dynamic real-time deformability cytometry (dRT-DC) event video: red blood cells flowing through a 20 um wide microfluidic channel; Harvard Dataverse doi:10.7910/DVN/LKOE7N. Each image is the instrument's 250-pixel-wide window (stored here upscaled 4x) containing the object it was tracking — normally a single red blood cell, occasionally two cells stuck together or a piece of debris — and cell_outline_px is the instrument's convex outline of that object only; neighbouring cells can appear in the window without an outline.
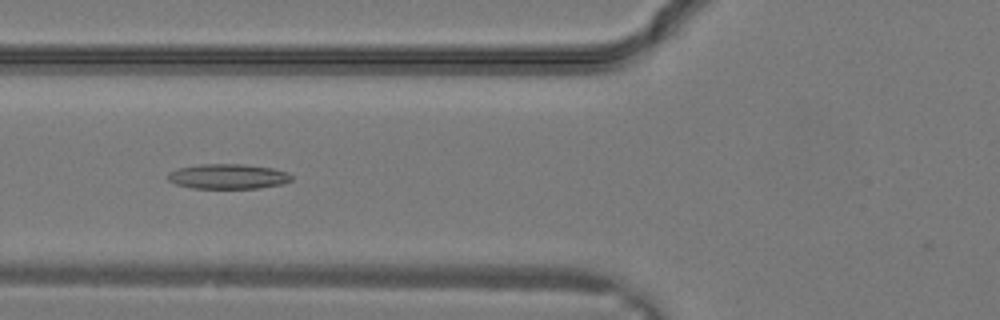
{"species": "common noctule bat (a hibernating species)", "species_latin": "Nyctalus noctula", "temperature_condition": "warm", "stored_images_in_passage": 22, "camera_frame_rate_fps": 3000, "um_per_image_px": 0.085, "animal": {"sex": "male", "body_mass_g": 19.2, "forearm_length_mm": 51.8}, "frame": {"image": 1, "passage_image": 13, "time_ms": 4.0, "image_size_px": [1000, 320], "cell_outline_px": [[292, 180], [284, 184], [260, 188], [192, 188], [176, 184], [168, 180], [168, 172], [176, 168], [200, 164], [244, 164], [272, 168], [288, 172], [292, 176]], "centroid_in_image_um": [19.39, 14.99], "position_along_channel_um": 106.4, "area_um2": 18.15}}
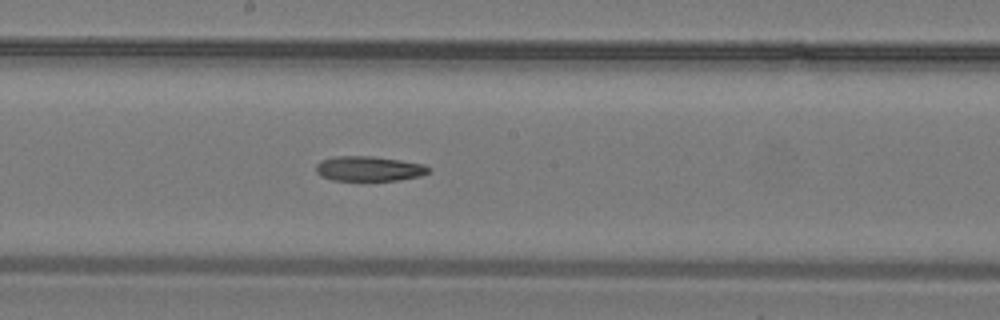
{"frame": {"image": 2, "passage_image": 18, "time_ms": 5.667, "image_size_px": [1000, 320], "cell_outline_px": [[428, 172], [420, 176], [400, 180], [332, 180], [320, 176], [316, 172], [316, 164], [320, 160], [332, 156], [372, 156], [400, 160], [424, 164], [428, 168]], "centroid_in_image_um": [31.3, 14.33], "position_along_channel_um": 216.9, "area_um2": 16.36}}
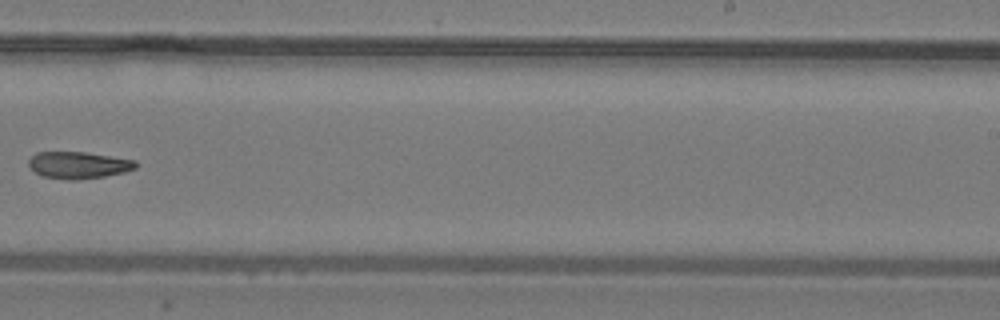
{"frame": {"image": 3, "passage_image": 21, "time_ms": 6.667, "image_size_px": [1000, 320], "cell_outline_px": [[136, 168], [124, 172], [104, 176], [80, 180], [68, 180], [44, 176], [36, 172], [28, 164], [28, 160], [36, 152], [84, 152], [136, 160]], "centroid_in_image_um": [6.67, 14.03], "position_along_channel_um": 282.3, "area_um2": 16.65}}